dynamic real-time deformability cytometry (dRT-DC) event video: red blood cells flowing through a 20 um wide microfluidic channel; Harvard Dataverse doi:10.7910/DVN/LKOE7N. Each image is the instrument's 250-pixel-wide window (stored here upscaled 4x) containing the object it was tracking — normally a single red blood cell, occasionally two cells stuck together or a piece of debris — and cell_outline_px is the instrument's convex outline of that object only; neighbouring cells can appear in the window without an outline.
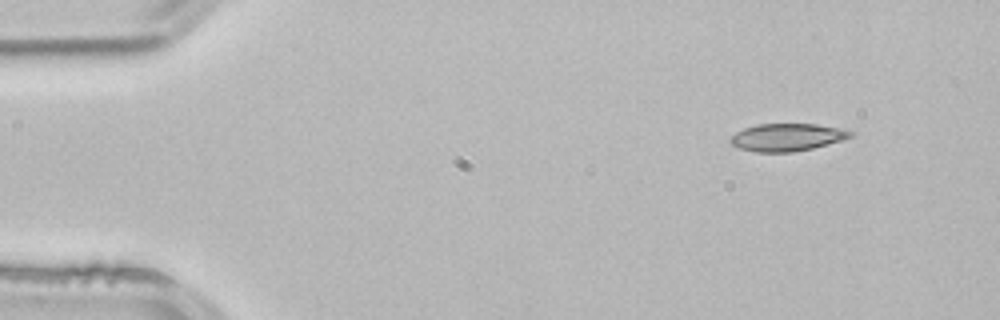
{"species": "common noctule bat (a hibernating species)", "species_latin": "Nyctalus noctula", "temperature_condition": "room temperature", "stored_images_in_passage": 3, "camera_frame_rate_fps": 3000, "um_per_image_px": 0.085, "animal": {"sex": "male", "body_mass_g": 21.5, "forearm_length_mm": 52.0}, "frame": {"image": 1, "passage_image": 1, "time_ms": 0.0, "image_size_px": [1000, 320], "cell_outline_px": [[856, 132], [852, 136], [840, 140], [812, 148], [792, 152], [756, 152], [740, 148], [732, 144], [728, 140], [736, 132], [744, 128], [756, 124], [816, 124]], "centroid_in_image_um": [66.86, 11.66], "position_along_channel_um": 18.1, "area_um2": 19.02}}
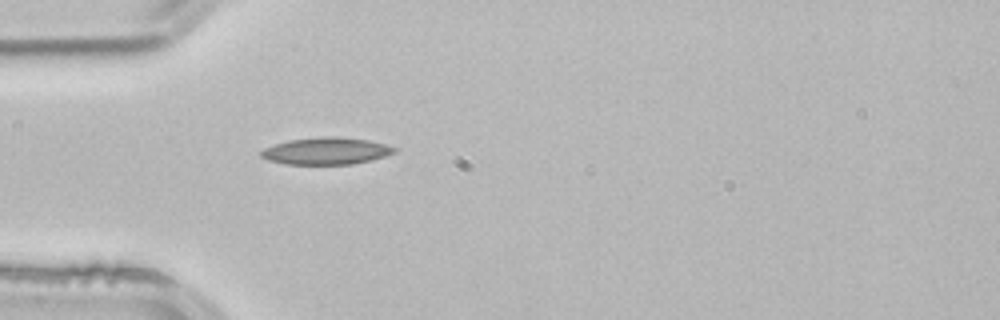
{"frame": {"image": 2, "passage_image": 3, "time_ms": 0.667, "image_size_px": [1000, 320], "cell_outline_px": [[396, 152], [372, 160], [352, 164], [284, 164], [268, 160], [260, 156], [260, 152], [264, 148], [288, 140], [320, 136], [336, 136], [368, 140], [384, 144], [396, 148]], "centroid_in_image_um": [27.71, 12.83], "position_along_channel_um": 57.3, "area_um2": 20.98}}